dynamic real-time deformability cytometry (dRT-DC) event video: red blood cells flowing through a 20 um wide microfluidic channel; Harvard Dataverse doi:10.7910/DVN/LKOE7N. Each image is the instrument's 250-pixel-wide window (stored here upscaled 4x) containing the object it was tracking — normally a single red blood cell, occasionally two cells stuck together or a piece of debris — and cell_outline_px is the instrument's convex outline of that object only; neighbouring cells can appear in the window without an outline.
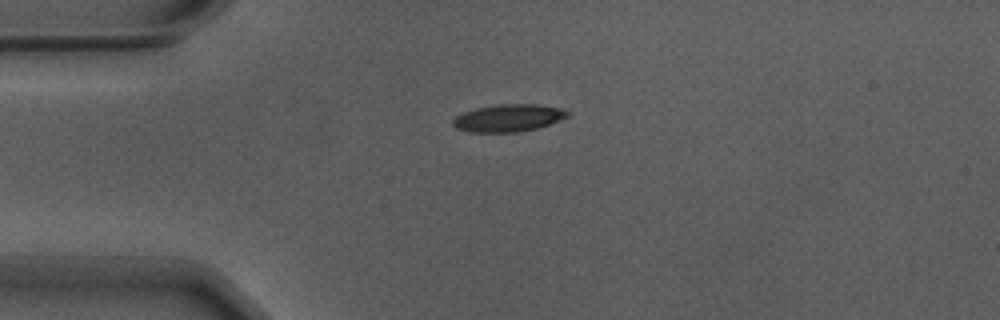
{"species": "Egyptian fruit bat (a non-hibernating species)", "species_latin": "Rousettus aegyptiacus", "temperature_condition": "warm", "stored_images_in_passage": 43, "camera_frame_rate_fps": 3000, "um_per_image_px": 0.085, "animal": {"sex": "male"}, "frame": {"image": 1, "passage_image": 1, "time_ms": 0.0, "image_size_px": [1000, 320], "cell_outline_px": [[568, 116], [548, 124], [536, 128], [516, 132], [472, 132], [456, 128], [452, 124], [452, 120], [456, 116], [464, 112], [476, 108], [500, 104], [536, 104], [560, 108], [568, 112]], "centroid_in_image_um": [43.17, 10.02], "position_along_channel_um": 41.8, "area_um2": 17.98}}
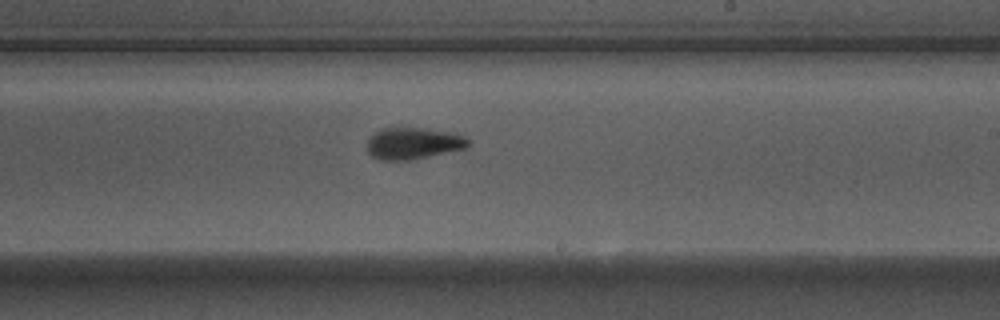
{"frame": {"image": 2, "passage_image": 20, "time_ms": 6.333, "image_size_px": [1000, 320], "cell_outline_px": [[472, 144], [464, 148], [428, 156], [408, 160], [380, 160], [372, 156], [368, 152], [368, 136], [380, 128], [424, 128], [448, 132], [464, 136], [472, 140]], "centroid_in_image_um": [35.11, 12.17], "position_along_channel_um": 253.9, "area_um2": 18.61}}
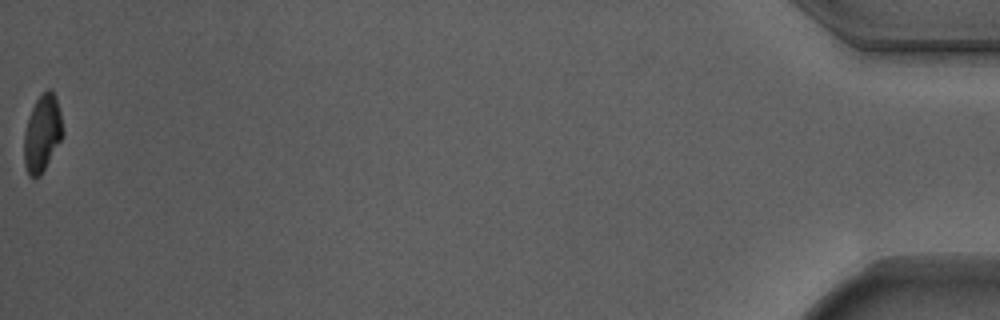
{"frame": {"image": 3, "passage_image": 43, "time_ms": 14.0, "image_size_px": [1000, 320], "cell_outline_px": [[64, 132], [60, 140], [40, 176], [28, 176], [24, 164], [24, 132], [32, 108], [36, 100], [48, 88], [52, 88], [56, 96], [60, 112]], "centroid_in_image_um": [3.59, 11.31], "position_along_channel_um": 431.6, "area_um2": 17.11}, "authors_computed_cell_mechanics": {"area_um2": 18.6116, "velocity_mm_per_s": 3.709, "shape_relaxation_time_tau1_ms": 3.5294, "shape_relaxation_time_tau2_ms": 1.3469, "deformation_change_tau1": 0.1744, "deformation_change_tau2": 0.0846}}